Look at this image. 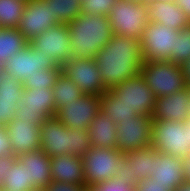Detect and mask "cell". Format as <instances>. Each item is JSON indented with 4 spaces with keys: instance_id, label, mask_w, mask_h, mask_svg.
<instances>
[{
    "instance_id": "6da1fadb",
    "label": "cell",
    "mask_w": 190,
    "mask_h": 191,
    "mask_svg": "<svg viewBox=\"0 0 190 191\" xmlns=\"http://www.w3.org/2000/svg\"><path fill=\"white\" fill-rule=\"evenodd\" d=\"M107 90L140 73L143 64L140 40L113 35L94 58Z\"/></svg>"
},
{
    "instance_id": "7a4b0ae2",
    "label": "cell",
    "mask_w": 190,
    "mask_h": 191,
    "mask_svg": "<svg viewBox=\"0 0 190 191\" xmlns=\"http://www.w3.org/2000/svg\"><path fill=\"white\" fill-rule=\"evenodd\" d=\"M67 25L72 59H94L113 36L108 16L105 15L82 12Z\"/></svg>"
},
{
    "instance_id": "3957f363",
    "label": "cell",
    "mask_w": 190,
    "mask_h": 191,
    "mask_svg": "<svg viewBox=\"0 0 190 191\" xmlns=\"http://www.w3.org/2000/svg\"><path fill=\"white\" fill-rule=\"evenodd\" d=\"M40 149L49 157L70 154L83 157L91 148L88 129L65 127L56 117L40 124Z\"/></svg>"
},
{
    "instance_id": "277c9868",
    "label": "cell",
    "mask_w": 190,
    "mask_h": 191,
    "mask_svg": "<svg viewBox=\"0 0 190 191\" xmlns=\"http://www.w3.org/2000/svg\"><path fill=\"white\" fill-rule=\"evenodd\" d=\"M113 35L141 39L148 18L146 3H134L128 0H117L108 15Z\"/></svg>"
},
{
    "instance_id": "5b68a950",
    "label": "cell",
    "mask_w": 190,
    "mask_h": 191,
    "mask_svg": "<svg viewBox=\"0 0 190 191\" xmlns=\"http://www.w3.org/2000/svg\"><path fill=\"white\" fill-rule=\"evenodd\" d=\"M140 74L156 98L165 97L187 87L181 66L169 61L143 62Z\"/></svg>"
},
{
    "instance_id": "8992f818",
    "label": "cell",
    "mask_w": 190,
    "mask_h": 191,
    "mask_svg": "<svg viewBox=\"0 0 190 191\" xmlns=\"http://www.w3.org/2000/svg\"><path fill=\"white\" fill-rule=\"evenodd\" d=\"M151 146L158 153L184 158L190 153L189 132L186 122L152 120Z\"/></svg>"
},
{
    "instance_id": "52a82bcc",
    "label": "cell",
    "mask_w": 190,
    "mask_h": 191,
    "mask_svg": "<svg viewBox=\"0 0 190 191\" xmlns=\"http://www.w3.org/2000/svg\"><path fill=\"white\" fill-rule=\"evenodd\" d=\"M123 153L117 149L91 147L82 157L85 186H93L116 177Z\"/></svg>"
},
{
    "instance_id": "ba28073f",
    "label": "cell",
    "mask_w": 190,
    "mask_h": 191,
    "mask_svg": "<svg viewBox=\"0 0 190 191\" xmlns=\"http://www.w3.org/2000/svg\"><path fill=\"white\" fill-rule=\"evenodd\" d=\"M109 91L119 100L121 105L133 109L134 114L152 116L156 97L140 73L109 89Z\"/></svg>"
},
{
    "instance_id": "9c48e42d",
    "label": "cell",
    "mask_w": 190,
    "mask_h": 191,
    "mask_svg": "<svg viewBox=\"0 0 190 191\" xmlns=\"http://www.w3.org/2000/svg\"><path fill=\"white\" fill-rule=\"evenodd\" d=\"M178 32L161 23L148 22L140 39L143 62L169 61Z\"/></svg>"
},
{
    "instance_id": "30bf717a",
    "label": "cell",
    "mask_w": 190,
    "mask_h": 191,
    "mask_svg": "<svg viewBox=\"0 0 190 191\" xmlns=\"http://www.w3.org/2000/svg\"><path fill=\"white\" fill-rule=\"evenodd\" d=\"M19 106L14 118L29 121L31 124H41L44 120L55 117L53 89H24L19 100Z\"/></svg>"
},
{
    "instance_id": "8fae6325",
    "label": "cell",
    "mask_w": 190,
    "mask_h": 191,
    "mask_svg": "<svg viewBox=\"0 0 190 191\" xmlns=\"http://www.w3.org/2000/svg\"><path fill=\"white\" fill-rule=\"evenodd\" d=\"M152 117L148 115L130 116L117 124L116 149L122 153L151 146Z\"/></svg>"
},
{
    "instance_id": "7c38bea8",
    "label": "cell",
    "mask_w": 190,
    "mask_h": 191,
    "mask_svg": "<svg viewBox=\"0 0 190 191\" xmlns=\"http://www.w3.org/2000/svg\"><path fill=\"white\" fill-rule=\"evenodd\" d=\"M48 68H61L52 58H46L45 53L36 50L29 42L26 47L15 53L2 66V71L23 82L27 76Z\"/></svg>"
},
{
    "instance_id": "4fadbf2b",
    "label": "cell",
    "mask_w": 190,
    "mask_h": 191,
    "mask_svg": "<svg viewBox=\"0 0 190 191\" xmlns=\"http://www.w3.org/2000/svg\"><path fill=\"white\" fill-rule=\"evenodd\" d=\"M101 108V96L84 94L59 108L55 117L67 128L88 129Z\"/></svg>"
},
{
    "instance_id": "5bb4252c",
    "label": "cell",
    "mask_w": 190,
    "mask_h": 191,
    "mask_svg": "<svg viewBox=\"0 0 190 191\" xmlns=\"http://www.w3.org/2000/svg\"><path fill=\"white\" fill-rule=\"evenodd\" d=\"M62 73L70 78L84 94L101 96L107 91L93 58H70L62 66Z\"/></svg>"
},
{
    "instance_id": "9a60e30c",
    "label": "cell",
    "mask_w": 190,
    "mask_h": 191,
    "mask_svg": "<svg viewBox=\"0 0 190 191\" xmlns=\"http://www.w3.org/2000/svg\"><path fill=\"white\" fill-rule=\"evenodd\" d=\"M29 43L36 50L44 52L46 58H52L59 66L67 62L72 53L69 28L64 23L45 29Z\"/></svg>"
},
{
    "instance_id": "2e32d148",
    "label": "cell",
    "mask_w": 190,
    "mask_h": 191,
    "mask_svg": "<svg viewBox=\"0 0 190 191\" xmlns=\"http://www.w3.org/2000/svg\"><path fill=\"white\" fill-rule=\"evenodd\" d=\"M153 147L138 150H129L123 153V160L115 179L133 189L141 181L152 176Z\"/></svg>"
},
{
    "instance_id": "e0dca14e",
    "label": "cell",
    "mask_w": 190,
    "mask_h": 191,
    "mask_svg": "<svg viewBox=\"0 0 190 191\" xmlns=\"http://www.w3.org/2000/svg\"><path fill=\"white\" fill-rule=\"evenodd\" d=\"M59 23L52 17L51 6L44 0H30L26 2L23 15L17 29L28 42Z\"/></svg>"
},
{
    "instance_id": "ac0fdd59",
    "label": "cell",
    "mask_w": 190,
    "mask_h": 191,
    "mask_svg": "<svg viewBox=\"0 0 190 191\" xmlns=\"http://www.w3.org/2000/svg\"><path fill=\"white\" fill-rule=\"evenodd\" d=\"M152 120L187 122L190 118V94L188 86L165 97L155 99Z\"/></svg>"
},
{
    "instance_id": "d6986e66",
    "label": "cell",
    "mask_w": 190,
    "mask_h": 191,
    "mask_svg": "<svg viewBox=\"0 0 190 191\" xmlns=\"http://www.w3.org/2000/svg\"><path fill=\"white\" fill-rule=\"evenodd\" d=\"M40 124H31L29 121H20L14 118L6 130L14 156L40 150Z\"/></svg>"
},
{
    "instance_id": "ffe728a7",
    "label": "cell",
    "mask_w": 190,
    "mask_h": 191,
    "mask_svg": "<svg viewBox=\"0 0 190 191\" xmlns=\"http://www.w3.org/2000/svg\"><path fill=\"white\" fill-rule=\"evenodd\" d=\"M183 158H175L169 154L158 153L153 148L152 177L170 191L185 183L183 176Z\"/></svg>"
},
{
    "instance_id": "44dd1931",
    "label": "cell",
    "mask_w": 190,
    "mask_h": 191,
    "mask_svg": "<svg viewBox=\"0 0 190 191\" xmlns=\"http://www.w3.org/2000/svg\"><path fill=\"white\" fill-rule=\"evenodd\" d=\"M147 9L149 22L161 23L173 30L180 31L190 23L175 0H148Z\"/></svg>"
},
{
    "instance_id": "7402d4cb",
    "label": "cell",
    "mask_w": 190,
    "mask_h": 191,
    "mask_svg": "<svg viewBox=\"0 0 190 191\" xmlns=\"http://www.w3.org/2000/svg\"><path fill=\"white\" fill-rule=\"evenodd\" d=\"M22 167H27L34 191H43L52 182L50 157L41 149L17 156Z\"/></svg>"
},
{
    "instance_id": "603a6c76",
    "label": "cell",
    "mask_w": 190,
    "mask_h": 191,
    "mask_svg": "<svg viewBox=\"0 0 190 191\" xmlns=\"http://www.w3.org/2000/svg\"><path fill=\"white\" fill-rule=\"evenodd\" d=\"M23 92V82L2 71L0 77V126H6L14 119Z\"/></svg>"
},
{
    "instance_id": "cb8c5ba5",
    "label": "cell",
    "mask_w": 190,
    "mask_h": 191,
    "mask_svg": "<svg viewBox=\"0 0 190 191\" xmlns=\"http://www.w3.org/2000/svg\"><path fill=\"white\" fill-rule=\"evenodd\" d=\"M52 181L74 183L85 186L82 157L65 154L50 157Z\"/></svg>"
},
{
    "instance_id": "d4e9b609",
    "label": "cell",
    "mask_w": 190,
    "mask_h": 191,
    "mask_svg": "<svg viewBox=\"0 0 190 191\" xmlns=\"http://www.w3.org/2000/svg\"><path fill=\"white\" fill-rule=\"evenodd\" d=\"M91 147L116 149L117 124L101 110L88 126Z\"/></svg>"
},
{
    "instance_id": "484cf974",
    "label": "cell",
    "mask_w": 190,
    "mask_h": 191,
    "mask_svg": "<svg viewBox=\"0 0 190 191\" xmlns=\"http://www.w3.org/2000/svg\"><path fill=\"white\" fill-rule=\"evenodd\" d=\"M27 44L28 41L17 28H0V67Z\"/></svg>"
},
{
    "instance_id": "4316f807",
    "label": "cell",
    "mask_w": 190,
    "mask_h": 191,
    "mask_svg": "<svg viewBox=\"0 0 190 191\" xmlns=\"http://www.w3.org/2000/svg\"><path fill=\"white\" fill-rule=\"evenodd\" d=\"M52 89L56 111L84 95L80 88L62 72L59 74Z\"/></svg>"
},
{
    "instance_id": "83f0119b",
    "label": "cell",
    "mask_w": 190,
    "mask_h": 191,
    "mask_svg": "<svg viewBox=\"0 0 190 191\" xmlns=\"http://www.w3.org/2000/svg\"><path fill=\"white\" fill-rule=\"evenodd\" d=\"M51 6L52 17L59 23L68 24L82 13L81 0H44Z\"/></svg>"
},
{
    "instance_id": "f1b7e54d",
    "label": "cell",
    "mask_w": 190,
    "mask_h": 191,
    "mask_svg": "<svg viewBox=\"0 0 190 191\" xmlns=\"http://www.w3.org/2000/svg\"><path fill=\"white\" fill-rule=\"evenodd\" d=\"M0 191H34L32 189V181H29L27 167L15 160L9 173L3 182Z\"/></svg>"
},
{
    "instance_id": "f546056e",
    "label": "cell",
    "mask_w": 190,
    "mask_h": 191,
    "mask_svg": "<svg viewBox=\"0 0 190 191\" xmlns=\"http://www.w3.org/2000/svg\"><path fill=\"white\" fill-rule=\"evenodd\" d=\"M100 110L116 124L124 119H129L130 116H136L133 109L121 105L119 100L109 90L101 95Z\"/></svg>"
},
{
    "instance_id": "4dcf8cb0",
    "label": "cell",
    "mask_w": 190,
    "mask_h": 191,
    "mask_svg": "<svg viewBox=\"0 0 190 191\" xmlns=\"http://www.w3.org/2000/svg\"><path fill=\"white\" fill-rule=\"evenodd\" d=\"M25 6L23 0H0V28H17Z\"/></svg>"
},
{
    "instance_id": "1f68e13d",
    "label": "cell",
    "mask_w": 190,
    "mask_h": 191,
    "mask_svg": "<svg viewBox=\"0 0 190 191\" xmlns=\"http://www.w3.org/2000/svg\"><path fill=\"white\" fill-rule=\"evenodd\" d=\"M61 72V68L39 70L34 75L27 76V78L23 81V87L24 89L53 88V85Z\"/></svg>"
},
{
    "instance_id": "d6a6232c",
    "label": "cell",
    "mask_w": 190,
    "mask_h": 191,
    "mask_svg": "<svg viewBox=\"0 0 190 191\" xmlns=\"http://www.w3.org/2000/svg\"><path fill=\"white\" fill-rule=\"evenodd\" d=\"M190 58V23L178 32L169 62L181 65Z\"/></svg>"
},
{
    "instance_id": "836d02e7",
    "label": "cell",
    "mask_w": 190,
    "mask_h": 191,
    "mask_svg": "<svg viewBox=\"0 0 190 191\" xmlns=\"http://www.w3.org/2000/svg\"><path fill=\"white\" fill-rule=\"evenodd\" d=\"M117 0H81L82 12L92 15H105L111 13V9Z\"/></svg>"
},
{
    "instance_id": "e575fe53",
    "label": "cell",
    "mask_w": 190,
    "mask_h": 191,
    "mask_svg": "<svg viewBox=\"0 0 190 191\" xmlns=\"http://www.w3.org/2000/svg\"><path fill=\"white\" fill-rule=\"evenodd\" d=\"M96 191H135L132 187L121 183L117 179L100 182L92 186Z\"/></svg>"
},
{
    "instance_id": "d590c367",
    "label": "cell",
    "mask_w": 190,
    "mask_h": 191,
    "mask_svg": "<svg viewBox=\"0 0 190 191\" xmlns=\"http://www.w3.org/2000/svg\"><path fill=\"white\" fill-rule=\"evenodd\" d=\"M135 191H170L164 185L156 183L154 177L150 176L144 180H141L135 188Z\"/></svg>"
},
{
    "instance_id": "8d00e7d4",
    "label": "cell",
    "mask_w": 190,
    "mask_h": 191,
    "mask_svg": "<svg viewBox=\"0 0 190 191\" xmlns=\"http://www.w3.org/2000/svg\"><path fill=\"white\" fill-rule=\"evenodd\" d=\"M83 187L74 183L52 181L43 191H82Z\"/></svg>"
},
{
    "instance_id": "74e56055",
    "label": "cell",
    "mask_w": 190,
    "mask_h": 191,
    "mask_svg": "<svg viewBox=\"0 0 190 191\" xmlns=\"http://www.w3.org/2000/svg\"><path fill=\"white\" fill-rule=\"evenodd\" d=\"M14 155L9 136L4 125L0 126V157Z\"/></svg>"
},
{
    "instance_id": "f35d334b",
    "label": "cell",
    "mask_w": 190,
    "mask_h": 191,
    "mask_svg": "<svg viewBox=\"0 0 190 191\" xmlns=\"http://www.w3.org/2000/svg\"><path fill=\"white\" fill-rule=\"evenodd\" d=\"M16 159L14 155L0 157V188Z\"/></svg>"
},
{
    "instance_id": "ab89813d",
    "label": "cell",
    "mask_w": 190,
    "mask_h": 191,
    "mask_svg": "<svg viewBox=\"0 0 190 191\" xmlns=\"http://www.w3.org/2000/svg\"><path fill=\"white\" fill-rule=\"evenodd\" d=\"M181 71L185 79V84L190 87V58L181 65Z\"/></svg>"
},
{
    "instance_id": "60d3db41",
    "label": "cell",
    "mask_w": 190,
    "mask_h": 191,
    "mask_svg": "<svg viewBox=\"0 0 190 191\" xmlns=\"http://www.w3.org/2000/svg\"><path fill=\"white\" fill-rule=\"evenodd\" d=\"M183 164H184V179L187 182H190V153H188L184 158H183Z\"/></svg>"
},
{
    "instance_id": "b9f144b4",
    "label": "cell",
    "mask_w": 190,
    "mask_h": 191,
    "mask_svg": "<svg viewBox=\"0 0 190 191\" xmlns=\"http://www.w3.org/2000/svg\"><path fill=\"white\" fill-rule=\"evenodd\" d=\"M182 11L190 18V0H175Z\"/></svg>"
},
{
    "instance_id": "7bdbcfd3",
    "label": "cell",
    "mask_w": 190,
    "mask_h": 191,
    "mask_svg": "<svg viewBox=\"0 0 190 191\" xmlns=\"http://www.w3.org/2000/svg\"><path fill=\"white\" fill-rule=\"evenodd\" d=\"M175 191H190V182L185 181V183L178 186Z\"/></svg>"
},
{
    "instance_id": "ee69618b",
    "label": "cell",
    "mask_w": 190,
    "mask_h": 191,
    "mask_svg": "<svg viewBox=\"0 0 190 191\" xmlns=\"http://www.w3.org/2000/svg\"><path fill=\"white\" fill-rule=\"evenodd\" d=\"M82 191H96L92 186H84Z\"/></svg>"
},
{
    "instance_id": "f6af8a7d",
    "label": "cell",
    "mask_w": 190,
    "mask_h": 191,
    "mask_svg": "<svg viewBox=\"0 0 190 191\" xmlns=\"http://www.w3.org/2000/svg\"><path fill=\"white\" fill-rule=\"evenodd\" d=\"M186 129L188 130L189 132V141H190V118L187 120L186 122Z\"/></svg>"
},
{
    "instance_id": "bcb514c9",
    "label": "cell",
    "mask_w": 190,
    "mask_h": 191,
    "mask_svg": "<svg viewBox=\"0 0 190 191\" xmlns=\"http://www.w3.org/2000/svg\"><path fill=\"white\" fill-rule=\"evenodd\" d=\"M134 3H146L148 0H128Z\"/></svg>"
}]
</instances>
